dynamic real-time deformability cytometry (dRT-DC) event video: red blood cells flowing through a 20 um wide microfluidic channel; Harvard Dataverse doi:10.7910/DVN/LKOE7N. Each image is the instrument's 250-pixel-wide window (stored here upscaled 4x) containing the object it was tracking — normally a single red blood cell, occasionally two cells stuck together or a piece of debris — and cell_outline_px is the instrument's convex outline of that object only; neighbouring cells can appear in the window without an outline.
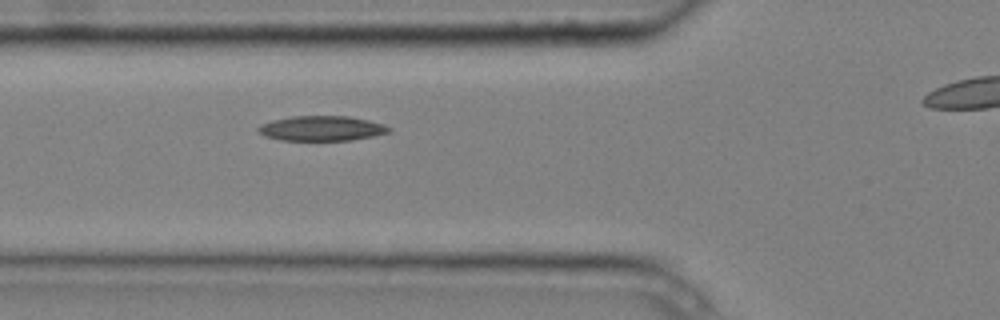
{"species": "common noctule bat (a hibernating species)", "species_latin": "Nyctalus noctula", "temperature_condition": "cold", "stored_images_in_passage": 7, "segment_of_instrument_passage": [1, 2], "camera_frame_rate_fps": 3000, "um_per_image_px": 0.085, "animal": {"sex": "male", "body_mass_g": 20.4}, "frame": {"image": 1, "passage_image": 6, "time_ms": 1.667, "image_size_px": [1000, 320], "cell_outline_px": [[392, 132], [352, 140], [280, 140], [256, 132], [256, 128], [260, 124], [272, 120], [292, 116], [348, 116], [368, 120], [384, 124], [392, 128]], "centroid_in_image_um": [27.35, 10.91], "position_along_channel_um": 98.5, "area_um2": 19.07}}